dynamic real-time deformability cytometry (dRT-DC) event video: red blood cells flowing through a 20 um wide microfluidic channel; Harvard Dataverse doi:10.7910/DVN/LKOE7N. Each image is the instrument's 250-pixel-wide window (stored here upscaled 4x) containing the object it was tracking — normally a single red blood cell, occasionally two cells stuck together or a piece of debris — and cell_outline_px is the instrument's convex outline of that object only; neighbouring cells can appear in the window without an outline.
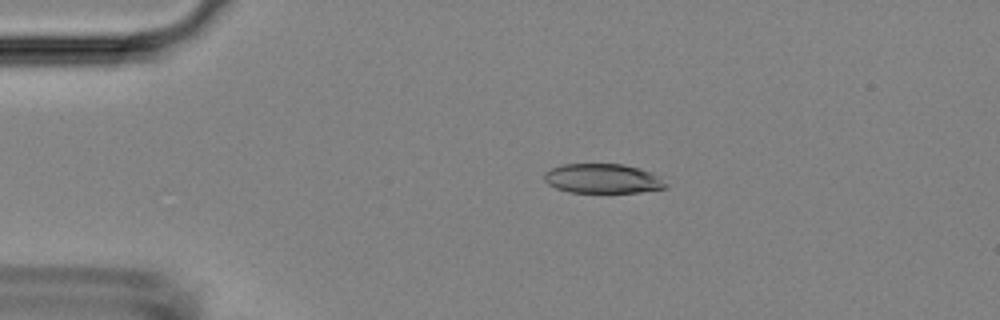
{"species": "Egyptian fruit bat (a non-hibernating species)", "species_latin": "Rousettus aegyptiacus", "temperature_condition": "room temperature", "stored_images_in_passage": 52, "camera_frame_rate_fps": 3000, "um_per_image_px": 0.085, "animal": {"sex": "female"}, "frame": {"image": 1, "passage_image": 10, "time_ms": 3.0, "image_size_px": [1000, 320], "cell_outline_px": [[668, 188], [640, 192], [568, 192], [556, 188], [548, 184], [544, 180], [544, 172], [560, 164], [624, 164], [640, 168], [652, 172], [660, 176], [668, 184]], "centroid_in_image_um": [51.26, 15.17], "position_along_channel_um": 33.7, "area_um2": 21.15}}
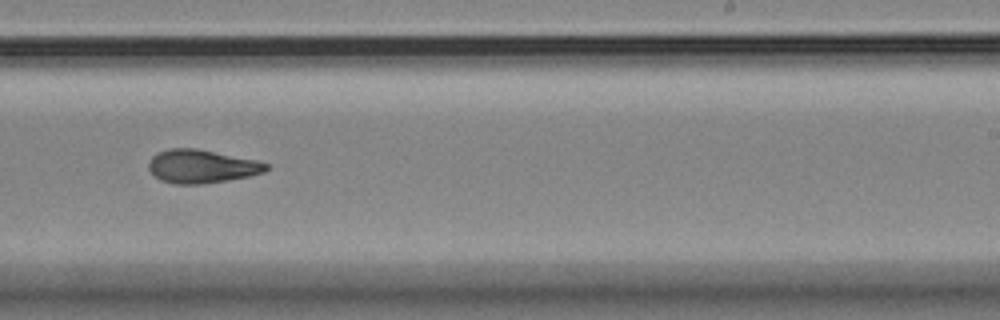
{"frame": {"image": 2, "passage_image": 32, "time_ms": 10.333, "image_size_px": [1000, 320], "cell_outline_px": [[268, 168], [264, 172], [248, 176], [228, 180], [204, 184], [172, 184], [160, 180], [152, 176], [148, 168], [148, 164], [152, 156], [156, 152], [168, 148], [196, 148], [256, 160], [268, 164]], "centroid_in_image_um": [17.07, 14.14], "position_along_channel_um": 271.9, "area_um2": 23.06}}
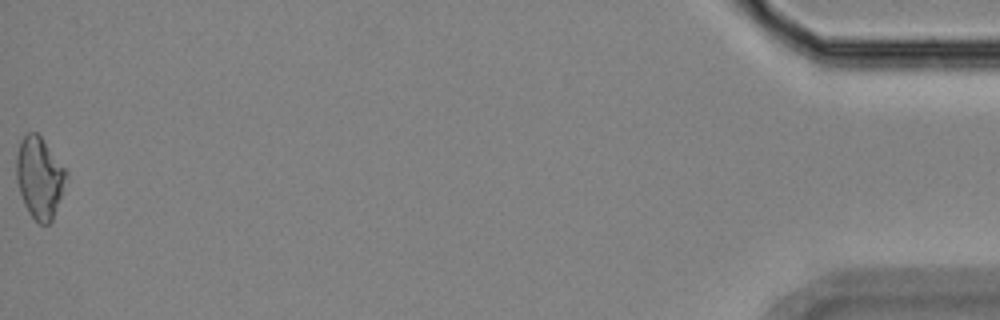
{"frame": {"image": 3, "passage_image": 52, "time_ms": 17.0, "image_size_px": [1000, 320], "cell_outline_px": [[68, 180], [52, 220], [48, 224], [40, 224], [28, 212], [24, 204], [16, 180], [16, 156], [20, 140], [28, 132], [36, 132], [40, 136], [68, 172]], "centroid_in_image_um": [3.37, 15.1], "position_along_channel_um": 431.8, "area_um2": 23.7}, "authors_computed_cell_mechanics": {"area_um2": 22.8599, "velocity_mm_per_s": 3.8159, "shape_relaxation_time_tau1_ms": 8.8022, "shape_relaxation_time_tau2_ms": 2.26, "deformation_change_tau1": 0.1941, "deformation_change_tau2": 0.0914}}